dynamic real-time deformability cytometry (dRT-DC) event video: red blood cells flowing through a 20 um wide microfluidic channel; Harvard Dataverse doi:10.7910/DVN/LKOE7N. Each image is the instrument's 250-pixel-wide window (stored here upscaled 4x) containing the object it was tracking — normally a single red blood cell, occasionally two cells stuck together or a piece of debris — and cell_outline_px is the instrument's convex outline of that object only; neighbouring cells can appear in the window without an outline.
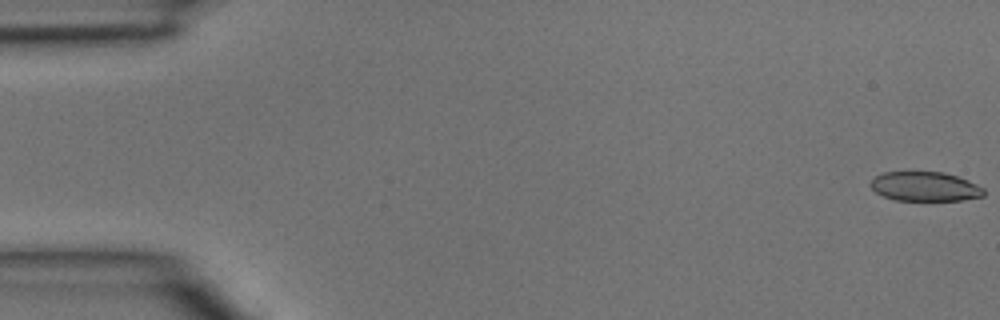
{"species": "common noctule bat (a hibernating species)", "species_latin": "Nyctalus noctula", "temperature_condition": "room temperature", "stored_images_in_passage": 5, "camera_frame_rate_fps": 3000, "um_per_image_px": 0.085, "animal": {"sex": "male", "body_mass_g": 15.6}, "frame": {"image": 1, "passage_image": 1, "time_ms": 0.0, "image_size_px": [1000, 320], "cell_outline_px": [[984, 196], [960, 200], [896, 200], [884, 196], [876, 192], [872, 188], [872, 180], [876, 176], [884, 172], [944, 172], [968, 180], [984, 188]], "centroid_in_image_um": [78.65, 15.85], "position_along_channel_um": 6.4, "area_um2": 19.13}}
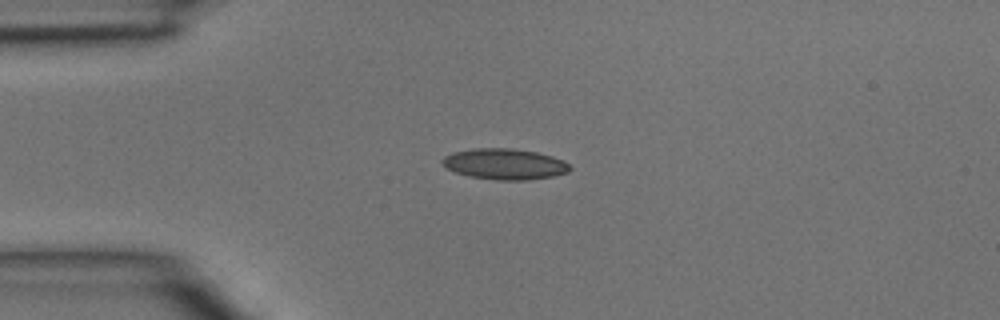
{"frame": {"image": 2, "passage_image": 4, "time_ms": 1.0, "image_size_px": [1000, 320], "cell_outline_px": [[572, 168], [568, 172], [552, 176], [524, 180], [496, 180], [468, 176], [456, 172], [448, 168], [440, 160], [444, 156], [452, 152], [472, 148], [512, 148], [536, 152], [552, 156], [564, 160]], "centroid_in_image_um": [42.89, 13.93], "position_along_channel_um": 42.1, "area_um2": 22.95}}